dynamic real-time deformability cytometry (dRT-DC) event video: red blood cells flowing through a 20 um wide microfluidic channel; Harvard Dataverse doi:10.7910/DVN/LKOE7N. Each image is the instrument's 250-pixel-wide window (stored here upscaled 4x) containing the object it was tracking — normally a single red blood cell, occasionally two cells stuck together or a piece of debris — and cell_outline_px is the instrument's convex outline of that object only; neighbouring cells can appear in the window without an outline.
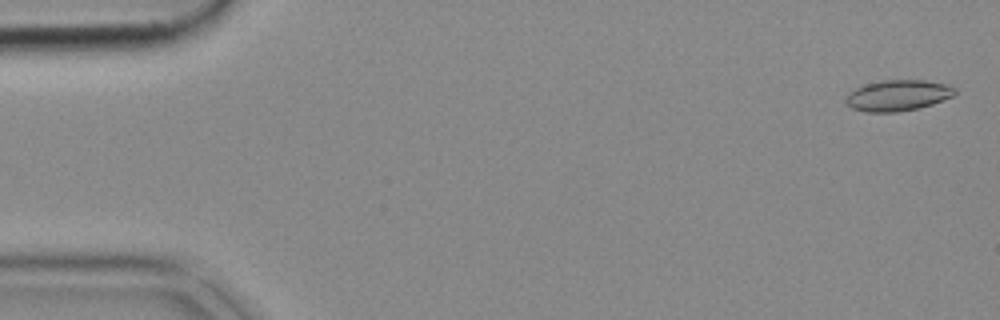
{"species": "common noctule bat (a hibernating species)", "species_latin": "Nyctalus noctula", "temperature_condition": "cold", "stored_images_in_passage": 53, "camera_frame_rate_fps": 3000, "um_per_image_px": 0.085, "animal": {"sex": "female", "body_mass_g": 18.4}, "frame": {"image": 1, "passage_image": 2, "time_ms": 0.333, "image_size_px": [1000, 320], "cell_outline_px": [[956, 92], [952, 96], [932, 104], [920, 108], [896, 112], [868, 112], [852, 108], [844, 104], [844, 100], [848, 92], [856, 88], [868, 84], [884, 80], [924, 80], [944, 84], [956, 88]], "centroid_in_image_um": [76.28, 8.12], "position_along_channel_um": 8.7, "area_um2": 19.59}}
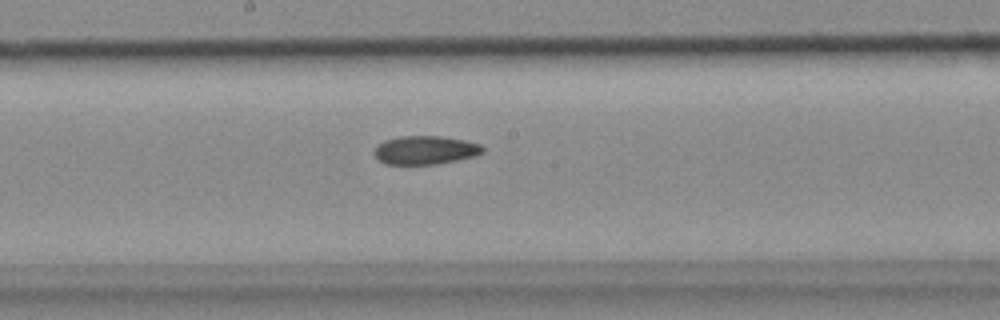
{"frame": {"image": 2, "passage_image": 28, "time_ms": 9.0, "image_size_px": [1000, 320], "cell_outline_px": [[484, 152], [476, 156], [436, 164], [384, 164], [376, 156], [376, 148], [384, 140], [400, 136], [440, 136], [464, 140], [480, 144], [484, 148]], "centroid_in_image_um": [36.19, 12.75], "position_along_channel_um": 212.0, "area_um2": 17.86}}
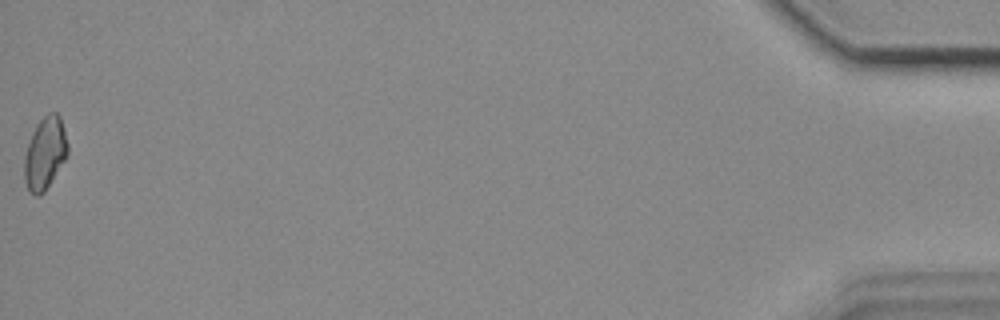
{"frame": {"image": 3, "passage_image": 53, "time_ms": 17.333, "image_size_px": [1000, 320], "cell_outline_px": [[68, 152], [64, 160], [44, 192], [40, 196], [36, 196], [28, 188], [24, 180], [24, 156], [32, 132], [36, 124], [48, 112], [56, 112], [60, 116], [64, 128], [68, 144]], "centroid_in_image_um": [3.82, 13.0], "position_along_channel_um": 431.4, "area_um2": 18.15}}